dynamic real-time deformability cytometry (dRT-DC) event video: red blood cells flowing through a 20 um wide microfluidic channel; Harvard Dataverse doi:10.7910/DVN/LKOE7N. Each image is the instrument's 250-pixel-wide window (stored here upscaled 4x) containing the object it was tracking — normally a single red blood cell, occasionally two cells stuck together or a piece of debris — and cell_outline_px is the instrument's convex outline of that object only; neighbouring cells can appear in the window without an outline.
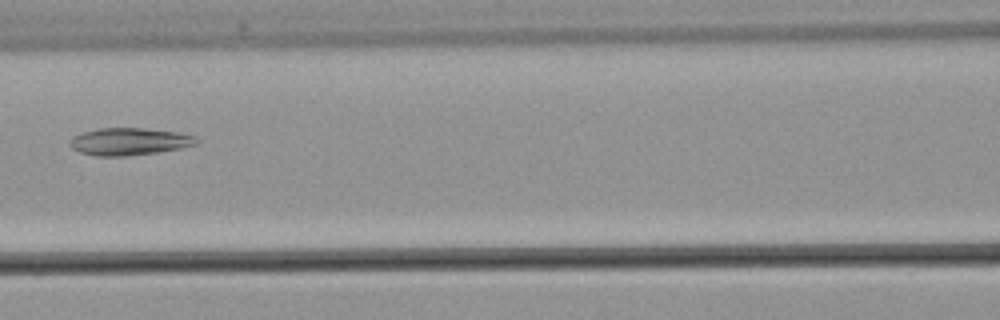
{"species": "common noctule bat (a hibernating species)", "species_latin": "Nyctalus noctula", "temperature_condition": "warm", "stored_images_in_passage": 32, "segment_of_instrument_passage": [1, 2], "camera_frame_rate_fps": 3000, "um_per_image_px": 0.085, "animal": {"sex": "male", "body_mass_g": 21.5, "forearm_length_mm": 52.0}, "frame": {"image": 1, "passage_image": 11, "time_ms": 3.333, "image_size_px": [1000, 320], "cell_outline_px": [[200, 140], [196, 144], [180, 148], [156, 152], [124, 156], [96, 156], [80, 152], [72, 148], [68, 144], [72, 136], [96, 128], [144, 128], [176, 132], [196, 136]], "centroid_in_image_um": [10.97, 12.02], "position_along_channel_um": 155.6, "area_um2": 20.11}}
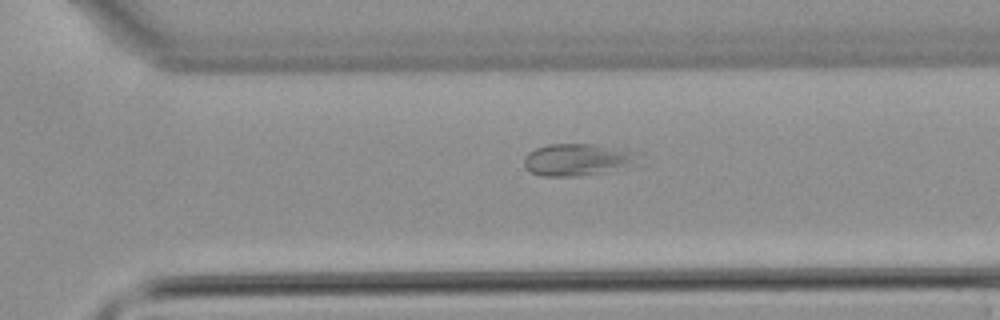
{"frame": {"image": 2, "passage_image": 22, "time_ms": 7.0, "image_size_px": [1000, 320], "cell_outline_px": [[640, 152], [616, 172], [576, 176], [540, 176], [524, 168], [524, 156], [528, 152], [536, 148], [548, 144], [592, 144]], "centroid_in_image_um": [48.97, 13.58], "position_along_channel_um": 321.6, "area_um2": 21.15}}
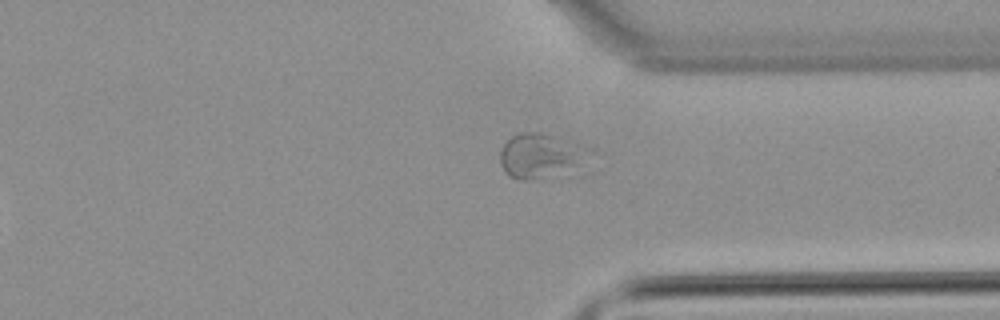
{"frame": {"image": 3, "passage_image": 25, "time_ms": 8.0, "image_size_px": [1000, 320], "cell_outline_px": [[596, 152], [576, 164], [528, 180], [520, 180], [508, 176], [500, 164], [500, 152], [504, 144], [512, 136], [520, 132], [540, 132], [584, 144], [596, 148]], "centroid_in_image_um": [45.92, 13.15], "position_along_channel_um": 365.5, "area_um2": 22.43}}